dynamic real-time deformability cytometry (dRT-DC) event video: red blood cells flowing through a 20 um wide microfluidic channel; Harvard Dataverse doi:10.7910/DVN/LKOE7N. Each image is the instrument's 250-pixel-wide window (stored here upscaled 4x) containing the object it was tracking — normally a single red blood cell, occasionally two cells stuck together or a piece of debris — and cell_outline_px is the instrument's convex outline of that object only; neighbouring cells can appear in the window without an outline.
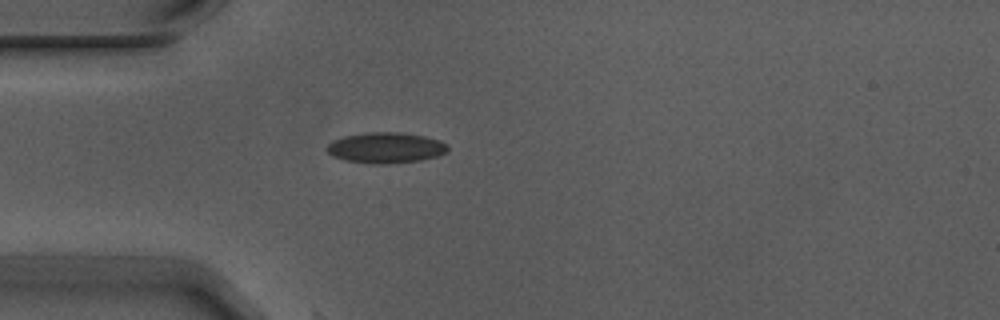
{"species": "Egyptian fruit bat (a non-hibernating species)", "species_latin": "Rousettus aegyptiacus", "temperature_condition": "warm", "stored_images_in_passage": 1, "camera_frame_rate_fps": 3000, "um_per_image_px": 0.085, "animal": {"sex": "male"}, "frame": {"image": 1, "passage_image": 1, "time_ms": 0.0, "image_size_px": [1000, 320], "cell_outline_px": [[448, 152], [436, 156], [420, 160], [384, 164], [344, 160], [332, 156], [324, 148], [332, 140], [344, 136], [372, 132], [400, 132], [424, 136], [440, 140], [448, 144]], "centroid_in_image_um": [32.79, 12.55], "position_along_channel_um": 52.2, "area_um2": 21.56}}